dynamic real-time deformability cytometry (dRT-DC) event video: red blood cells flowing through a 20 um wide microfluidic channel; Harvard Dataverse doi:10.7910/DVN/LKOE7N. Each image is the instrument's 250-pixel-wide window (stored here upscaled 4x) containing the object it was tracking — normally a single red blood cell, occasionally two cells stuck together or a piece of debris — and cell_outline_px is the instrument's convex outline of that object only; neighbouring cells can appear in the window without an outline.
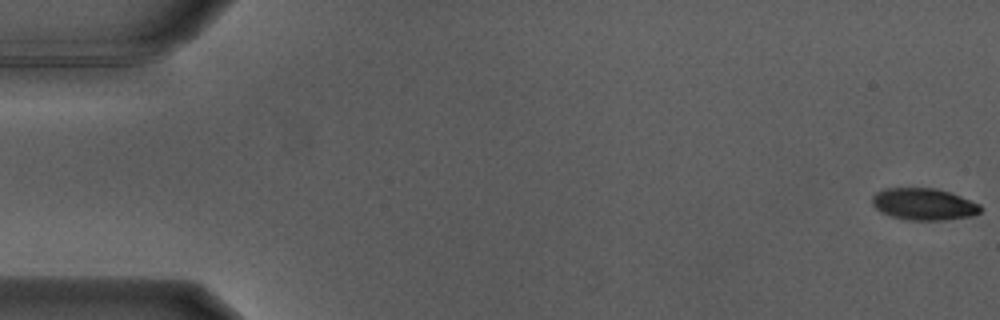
{"species": "Egyptian fruit bat (a non-hibernating species)", "species_latin": "Rousettus aegyptiacus", "temperature_condition": "warm", "stored_images_in_passage": 25, "camera_frame_rate_fps": 3000, "um_per_image_px": 0.085, "animal": {"sex": "male"}, "frame": {"image": 1, "passage_image": 1, "time_ms": 0.0, "image_size_px": [1000, 320], "cell_outline_px": [[980, 212], [972, 216], [944, 220], [908, 220], [892, 216], [880, 212], [872, 204], [872, 196], [876, 192], [884, 188], [936, 188], [960, 196], [980, 204]], "centroid_in_image_um": [78.49, 17.35], "position_along_channel_um": 6.5, "area_um2": 20.06}}
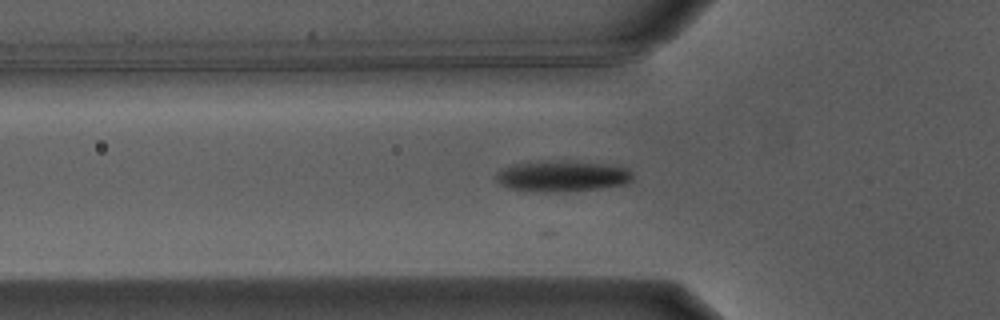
{"frame": {"image": 2, "passage_image": 19, "time_ms": 6.0, "image_size_px": [1000, 320], "cell_outline_px": [[632, 180], [628, 184], [600, 188], [560, 192], [540, 192], [508, 188], [496, 180], [496, 172], [504, 168], [516, 164], [600, 164], [628, 168], [632, 172]], "centroid_in_image_um": [47.82, 15.05], "position_along_channel_um": 78.0, "area_um2": 23.18}}